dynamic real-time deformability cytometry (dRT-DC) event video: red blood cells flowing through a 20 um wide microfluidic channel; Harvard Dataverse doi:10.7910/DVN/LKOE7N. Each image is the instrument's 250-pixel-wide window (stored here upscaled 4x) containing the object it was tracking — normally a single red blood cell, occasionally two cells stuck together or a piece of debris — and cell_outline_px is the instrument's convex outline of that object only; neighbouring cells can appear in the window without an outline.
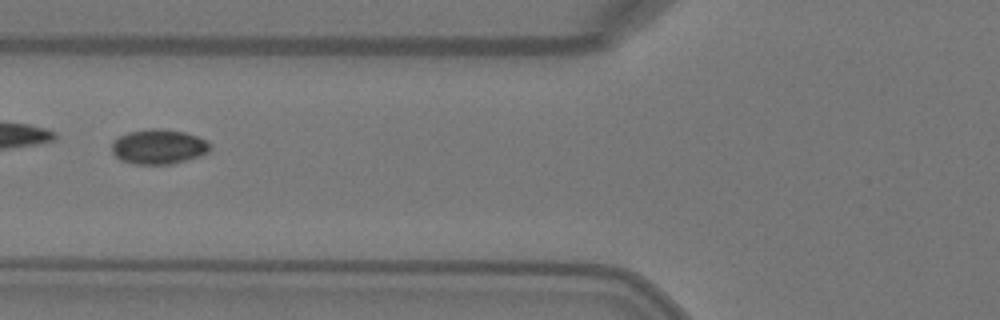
{"species": "Egyptian fruit bat (a non-hibernating species)", "species_latin": "Rousettus aegyptiacus", "temperature_condition": "warm", "stored_images_in_passage": 7, "camera_frame_rate_fps": 3000, "um_per_image_px": 0.085, "animal": {"sex": "female"}, "frame": {"image": 1, "passage_image": 6, "time_ms": 1.667, "image_size_px": [1000, 320], "cell_outline_px": [[212, 148], [208, 152], [172, 164], [132, 164], [120, 160], [112, 152], [112, 140], [128, 132], [152, 128], [160, 128], [184, 132], [208, 140], [212, 144]], "centroid_in_image_um": [13.47, 12.46], "position_along_channel_um": 112.3, "area_um2": 20.0}}
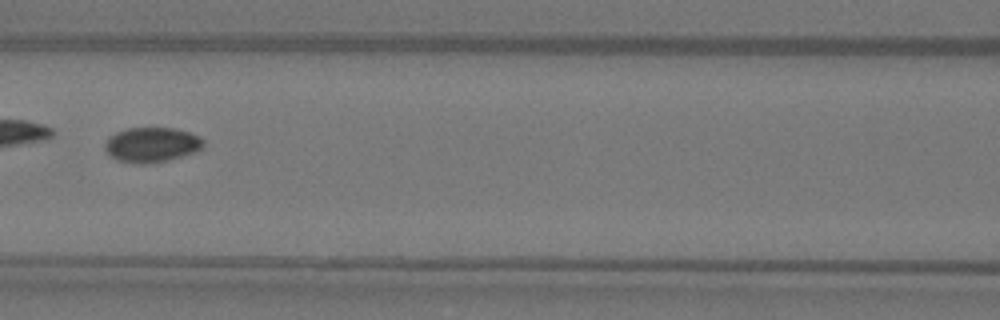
{"frame": {"image": 2, "passage_image": 7, "time_ms": 2.0, "image_size_px": [1000, 320], "cell_outline_px": [[204, 148], [196, 152], [168, 160], [144, 164], [140, 164], [120, 160], [112, 156], [104, 148], [104, 144], [108, 136], [116, 132], [128, 128], [176, 128], [200, 136], [204, 140]], "centroid_in_image_um": [12.93, 12.29], "position_along_channel_um": 153.7, "area_um2": 20.06}}